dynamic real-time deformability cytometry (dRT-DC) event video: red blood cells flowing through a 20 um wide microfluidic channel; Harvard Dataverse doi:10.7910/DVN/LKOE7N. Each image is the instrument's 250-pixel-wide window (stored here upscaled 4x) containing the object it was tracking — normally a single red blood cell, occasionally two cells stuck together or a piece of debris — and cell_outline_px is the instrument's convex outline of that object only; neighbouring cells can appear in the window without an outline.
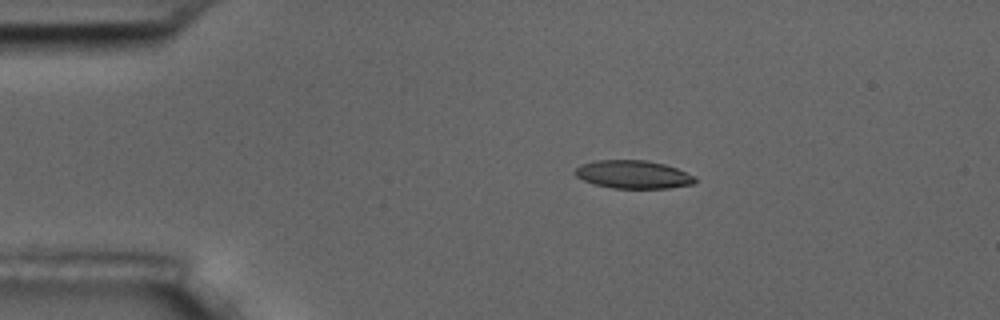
{"species": "common noctule bat (a hibernating species)", "species_latin": "Nyctalus noctula", "temperature_condition": "room temperature", "stored_images_in_passage": 5, "camera_frame_rate_fps": 3000, "um_per_image_px": 0.085, "animal": {"sex": "male", "body_mass_g": 17.5, "forearm_length_mm": 52.3}, "frame": {"image": 1, "passage_image": 3, "time_ms": 2.333, "image_size_px": [1000, 320], "cell_outline_px": [[696, 180], [692, 184], [668, 188], [612, 188], [592, 184], [576, 176], [572, 172], [580, 164], [596, 160], [644, 160], [664, 164], [676, 168], [696, 176]], "centroid_in_image_um": [53.78, 14.83], "position_along_channel_um": 31.2, "area_um2": 19.71}}